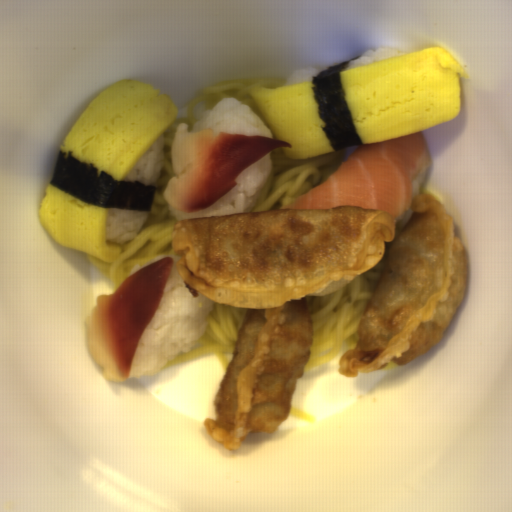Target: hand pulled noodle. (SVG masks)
<instances>
[{"instance_id":"obj_1","label":"hand pulled noodle","mask_w":512,"mask_h":512,"mask_svg":"<svg viewBox=\"0 0 512 512\" xmlns=\"http://www.w3.org/2000/svg\"><path fill=\"white\" fill-rule=\"evenodd\" d=\"M259 82H277L281 87L287 86L285 79L278 76L228 79L205 86L190 101L186 118L173 124L163 134L162 168L157 179L156 194L148 208L142 231L134 239L121 246L122 252L114 262H102L85 254L99 272L112 283L115 291L128 277L132 276L136 265L141 266L159 256H178L172 246V234L179 221L172 217L167 208L168 201L164 197L165 189L175 175L172 167V154L178 126L187 123L189 125L187 132H190L205 111L215 107L221 99L233 97L251 108L260 121L271 129L250 93Z\"/></svg>"},{"instance_id":"obj_2","label":"hand pulled noodle","mask_w":512,"mask_h":512,"mask_svg":"<svg viewBox=\"0 0 512 512\" xmlns=\"http://www.w3.org/2000/svg\"><path fill=\"white\" fill-rule=\"evenodd\" d=\"M383 270L380 260L344 287L307 298L312 339L304 373L358 346V331Z\"/></svg>"},{"instance_id":"obj_3","label":"hand pulled noodle","mask_w":512,"mask_h":512,"mask_svg":"<svg viewBox=\"0 0 512 512\" xmlns=\"http://www.w3.org/2000/svg\"><path fill=\"white\" fill-rule=\"evenodd\" d=\"M335 151L316 157L289 159L282 148L272 150L270 174L250 212L281 210L308 192L344 162L345 153Z\"/></svg>"},{"instance_id":"obj_4","label":"hand pulled noodle","mask_w":512,"mask_h":512,"mask_svg":"<svg viewBox=\"0 0 512 512\" xmlns=\"http://www.w3.org/2000/svg\"><path fill=\"white\" fill-rule=\"evenodd\" d=\"M247 309L213 300L204 333L186 353L174 357L166 366L207 355L218 357L225 373L236 349ZM165 366V367H166Z\"/></svg>"},{"instance_id":"obj_5","label":"hand pulled noodle","mask_w":512,"mask_h":512,"mask_svg":"<svg viewBox=\"0 0 512 512\" xmlns=\"http://www.w3.org/2000/svg\"><path fill=\"white\" fill-rule=\"evenodd\" d=\"M288 414L297 417L305 422H313L315 421V416H311L308 413L304 412L303 410L299 409L298 407L294 406L290 403Z\"/></svg>"},{"instance_id":"obj_6","label":"hand pulled noodle","mask_w":512,"mask_h":512,"mask_svg":"<svg viewBox=\"0 0 512 512\" xmlns=\"http://www.w3.org/2000/svg\"><path fill=\"white\" fill-rule=\"evenodd\" d=\"M412 213H413V208L411 207L406 213H404L403 215L394 219L395 225H396V235L402 231L404 226L409 221Z\"/></svg>"},{"instance_id":"obj_7","label":"hand pulled noodle","mask_w":512,"mask_h":512,"mask_svg":"<svg viewBox=\"0 0 512 512\" xmlns=\"http://www.w3.org/2000/svg\"><path fill=\"white\" fill-rule=\"evenodd\" d=\"M420 194H430V195H432L434 198H436L442 204V201L440 200V198L434 192H432L427 186H421L420 187L418 196Z\"/></svg>"}]
</instances>
